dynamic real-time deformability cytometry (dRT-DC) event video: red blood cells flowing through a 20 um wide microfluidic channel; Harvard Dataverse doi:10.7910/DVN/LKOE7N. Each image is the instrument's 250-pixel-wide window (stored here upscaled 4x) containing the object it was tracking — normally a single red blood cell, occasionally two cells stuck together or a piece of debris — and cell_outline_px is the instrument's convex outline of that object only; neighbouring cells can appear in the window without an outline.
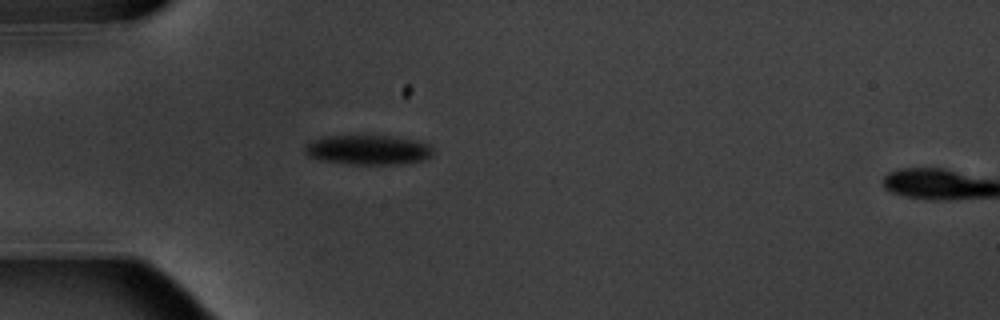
{"species": "common noctule bat (a hibernating species)", "species_latin": "Nyctalus noctula", "temperature_condition": "warm", "stored_images_in_passage": 5, "camera_frame_rate_fps": 3000, "um_per_image_px": 0.085, "animal": {"sex": "male", "body_mass_g": 20.1, "forearm_length_mm": 53.5}, "frame": {"image": 1, "passage_image": 4, "time_ms": 3.667, "image_size_px": [1000, 320], "cell_outline_px": [[432, 156], [420, 160], [400, 164], [352, 164], [320, 160], [308, 156], [304, 152], [304, 148], [308, 144], [316, 140], [328, 136], [388, 136], [416, 140], [428, 144], [432, 148]], "centroid_in_image_um": [31.3, 12.74], "position_along_channel_um": 53.7, "area_um2": 21.79}}